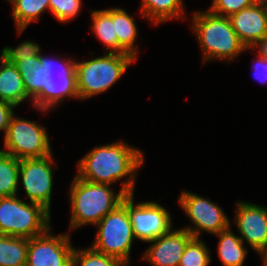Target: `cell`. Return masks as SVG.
<instances>
[{
	"label": "cell",
	"mask_w": 267,
	"mask_h": 266,
	"mask_svg": "<svg viewBox=\"0 0 267 266\" xmlns=\"http://www.w3.org/2000/svg\"><path fill=\"white\" fill-rule=\"evenodd\" d=\"M91 31L105 46L106 53H118V39L114 29V21L111 17V8L90 10Z\"/></svg>",
	"instance_id": "20"
},
{
	"label": "cell",
	"mask_w": 267,
	"mask_h": 266,
	"mask_svg": "<svg viewBox=\"0 0 267 266\" xmlns=\"http://www.w3.org/2000/svg\"><path fill=\"white\" fill-rule=\"evenodd\" d=\"M0 100L13 104L16 108L24 101L32 100L27 96L24 81L14 63L0 56Z\"/></svg>",
	"instance_id": "17"
},
{
	"label": "cell",
	"mask_w": 267,
	"mask_h": 266,
	"mask_svg": "<svg viewBox=\"0 0 267 266\" xmlns=\"http://www.w3.org/2000/svg\"><path fill=\"white\" fill-rule=\"evenodd\" d=\"M253 59H255V62L252 64L253 76L262 84H267V60L258 54Z\"/></svg>",
	"instance_id": "30"
},
{
	"label": "cell",
	"mask_w": 267,
	"mask_h": 266,
	"mask_svg": "<svg viewBox=\"0 0 267 266\" xmlns=\"http://www.w3.org/2000/svg\"><path fill=\"white\" fill-rule=\"evenodd\" d=\"M55 169L57 165L53 154L42 158L20 159L19 183H22L26 197L29 202L42 205L50 213Z\"/></svg>",
	"instance_id": "10"
},
{
	"label": "cell",
	"mask_w": 267,
	"mask_h": 266,
	"mask_svg": "<svg viewBox=\"0 0 267 266\" xmlns=\"http://www.w3.org/2000/svg\"><path fill=\"white\" fill-rule=\"evenodd\" d=\"M140 148L117 140L91 149L77 162V177L92 183L113 186L124 179L121 184L125 195L134 193L137 175L145 161ZM126 178V179H125Z\"/></svg>",
	"instance_id": "2"
},
{
	"label": "cell",
	"mask_w": 267,
	"mask_h": 266,
	"mask_svg": "<svg viewBox=\"0 0 267 266\" xmlns=\"http://www.w3.org/2000/svg\"><path fill=\"white\" fill-rule=\"evenodd\" d=\"M262 1L265 5H267V0H260Z\"/></svg>",
	"instance_id": "34"
},
{
	"label": "cell",
	"mask_w": 267,
	"mask_h": 266,
	"mask_svg": "<svg viewBox=\"0 0 267 266\" xmlns=\"http://www.w3.org/2000/svg\"><path fill=\"white\" fill-rule=\"evenodd\" d=\"M50 0H17L12 5V18L18 35L32 23L39 22L41 14L45 11L50 12Z\"/></svg>",
	"instance_id": "21"
},
{
	"label": "cell",
	"mask_w": 267,
	"mask_h": 266,
	"mask_svg": "<svg viewBox=\"0 0 267 266\" xmlns=\"http://www.w3.org/2000/svg\"><path fill=\"white\" fill-rule=\"evenodd\" d=\"M72 266H126L120 260L88 248L77 249L74 247Z\"/></svg>",
	"instance_id": "24"
},
{
	"label": "cell",
	"mask_w": 267,
	"mask_h": 266,
	"mask_svg": "<svg viewBox=\"0 0 267 266\" xmlns=\"http://www.w3.org/2000/svg\"><path fill=\"white\" fill-rule=\"evenodd\" d=\"M229 19L246 48H252L267 34V5L260 0L232 14Z\"/></svg>",
	"instance_id": "15"
},
{
	"label": "cell",
	"mask_w": 267,
	"mask_h": 266,
	"mask_svg": "<svg viewBox=\"0 0 267 266\" xmlns=\"http://www.w3.org/2000/svg\"><path fill=\"white\" fill-rule=\"evenodd\" d=\"M28 239L0 235V266H26Z\"/></svg>",
	"instance_id": "22"
},
{
	"label": "cell",
	"mask_w": 267,
	"mask_h": 266,
	"mask_svg": "<svg viewBox=\"0 0 267 266\" xmlns=\"http://www.w3.org/2000/svg\"><path fill=\"white\" fill-rule=\"evenodd\" d=\"M111 17L114 21V29L118 39V53L129 54L137 60L139 57V48L136 44L138 27L133 16L123 8L112 7Z\"/></svg>",
	"instance_id": "16"
},
{
	"label": "cell",
	"mask_w": 267,
	"mask_h": 266,
	"mask_svg": "<svg viewBox=\"0 0 267 266\" xmlns=\"http://www.w3.org/2000/svg\"><path fill=\"white\" fill-rule=\"evenodd\" d=\"M1 151L17 159L42 158L53 154L48 130L38 122L11 116Z\"/></svg>",
	"instance_id": "8"
},
{
	"label": "cell",
	"mask_w": 267,
	"mask_h": 266,
	"mask_svg": "<svg viewBox=\"0 0 267 266\" xmlns=\"http://www.w3.org/2000/svg\"><path fill=\"white\" fill-rule=\"evenodd\" d=\"M42 48L33 40H25L16 47L5 46L0 52V56L9 63H15L26 58L38 56Z\"/></svg>",
	"instance_id": "27"
},
{
	"label": "cell",
	"mask_w": 267,
	"mask_h": 266,
	"mask_svg": "<svg viewBox=\"0 0 267 266\" xmlns=\"http://www.w3.org/2000/svg\"><path fill=\"white\" fill-rule=\"evenodd\" d=\"M260 257L262 258V266H267V251L260 254Z\"/></svg>",
	"instance_id": "32"
},
{
	"label": "cell",
	"mask_w": 267,
	"mask_h": 266,
	"mask_svg": "<svg viewBox=\"0 0 267 266\" xmlns=\"http://www.w3.org/2000/svg\"><path fill=\"white\" fill-rule=\"evenodd\" d=\"M69 189V233L87 225H96L107 213L122 203L126 196L113 186L92 183L74 176Z\"/></svg>",
	"instance_id": "4"
},
{
	"label": "cell",
	"mask_w": 267,
	"mask_h": 266,
	"mask_svg": "<svg viewBox=\"0 0 267 266\" xmlns=\"http://www.w3.org/2000/svg\"><path fill=\"white\" fill-rule=\"evenodd\" d=\"M258 0H212L208 10L214 14L230 17L241 9L253 5Z\"/></svg>",
	"instance_id": "28"
},
{
	"label": "cell",
	"mask_w": 267,
	"mask_h": 266,
	"mask_svg": "<svg viewBox=\"0 0 267 266\" xmlns=\"http://www.w3.org/2000/svg\"><path fill=\"white\" fill-rule=\"evenodd\" d=\"M20 159L0 150V197L18 195Z\"/></svg>",
	"instance_id": "23"
},
{
	"label": "cell",
	"mask_w": 267,
	"mask_h": 266,
	"mask_svg": "<svg viewBox=\"0 0 267 266\" xmlns=\"http://www.w3.org/2000/svg\"><path fill=\"white\" fill-rule=\"evenodd\" d=\"M191 30L197 37L203 64L209 61L233 62L242 53L248 51L234 31L229 17H223L205 11L196 10L191 18Z\"/></svg>",
	"instance_id": "3"
},
{
	"label": "cell",
	"mask_w": 267,
	"mask_h": 266,
	"mask_svg": "<svg viewBox=\"0 0 267 266\" xmlns=\"http://www.w3.org/2000/svg\"><path fill=\"white\" fill-rule=\"evenodd\" d=\"M51 219V213L38 203L19 195L0 197V235L30 239L52 227Z\"/></svg>",
	"instance_id": "6"
},
{
	"label": "cell",
	"mask_w": 267,
	"mask_h": 266,
	"mask_svg": "<svg viewBox=\"0 0 267 266\" xmlns=\"http://www.w3.org/2000/svg\"><path fill=\"white\" fill-rule=\"evenodd\" d=\"M178 203L190 222L194 224L193 227L191 224L181 228L187 230L195 238H201L203 232L215 235L232 225L222 207L208 197L182 190Z\"/></svg>",
	"instance_id": "9"
},
{
	"label": "cell",
	"mask_w": 267,
	"mask_h": 266,
	"mask_svg": "<svg viewBox=\"0 0 267 266\" xmlns=\"http://www.w3.org/2000/svg\"><path fill=\"white\" fill-rule=\"evenodd\" d=\"M258 50L257 54L261 57H264L267 60V34L258 41L252 48H250L251 52L253 50Z\"/></svg>",
	"instance_id": "31"
},
{
	"label": "cell",
	"mask_w": 267,
	"mask_h": 266,
	"mask_svg": "<svg viewBox=\"0 0 267 266\" xmlns=\"http://www.w3.org/2000/svg\"><path fill=\"white\" fill-rule=\"evenodd\" d=\"M134 194L127 195V211L135 238L148 243L166 235L174 226L171 213L155 201L135 204Z\"/></svg>",
	"instance_id": "11"
},
{
	"label": "cell",
	"mask_w": 267,
	"mask_h": 266,
	"mask_svg": "<svg viewBox=\"0 0 267 266\" xmlns=\"http://www.w3.org/2000/svg\"><path fill=\"white\" fill-rule=\"evenodd\" d=\"M42 54L15 62L32 106L41 113L60 106L66 98L79 100L76 60Z\"/></svg>",
	"instance_id": "1"
},
{
	"label": "cell",
	"mask_w": 267,
	"mask_h": 266,
	"mask_svg": "<svg viewBox=\"0 0 267 266\" xmlns=\"http://www.w3.org/2000/svg\"><path fill=\"white\" fill-rule=\"evenodd\" d=\"M82 2V0H50V13L57 21L66 24L80 14Z\"/></svg>",
	"instance_id": "26"
},
{
	"label": "cell",
	"mask_w": 267,
	"mask_h": 266,
	"mask_svg": "<svg viewBox=\"0 0 267 266\" xmlns=\"http://www.w3.org/2000/svg\"><path fill=\"white\" fill-rule=\"evenodd\" d=\"M218 237L217 254L223 266H243L248 247L241 238L233 233L231 225L215 234Z\"/></svg>",
	"instance_id": "19"
},
{
	"label": "cell",
	"mask_w": 267,
	"mask_h": 266,
	"mask_svg": "<svg viewBox=\"0 0 267 266\" xmlns=\"http://www.w3.org/2000/svg\"><path fill=\"white\" fill-rule=\"evenodd\" d=\"M136 60L129 54L106 53L89 60L76 59L79 100H87L111 89Z\"/></svg>",
	"instance_id": "5"
},
{
	"label": "cell",
	"mask_w": 267,
	"mask_h": 266,
	"mask_svg": "<svg viewBox=\"0 0 267 266\" xmlns=\"http://www.w3.org/2000/svg\"><path fill=\"white\" fill-rule=\"evenodd\" d=\"M193 236L184 228L171 229L166 235L150 241L142 259L152 266H178L187 243Z\"/></svg>",
	"instance_id": "14"
},
{
	"label": "cell",
	"mask_w": 267,
	"mask_h": 266,
	"mask_svg": "<svg viewBox=\"0 0 267 266\" xmlns=\"http://www.w3.org/2000/svg\"><path fill=\"white\" fill-rule=\"evenodd\" d=\"M15 108L13 104L0 100V131H4V136L7 132L11 116L15 112Z\"/></svg>",
	"instance_id": "29"
},
{
	"label": "cell",
	"mask_w": 267,
	"mask_h": 266,
	"mask_svg": "<svg viewBox=\"0 0 267 266\" xmlns=\"http://www.w3.org/2000/svg\"><path fill=\"white\" fill-rule=\"evenodd\" d=\"M202 238L193 237L186 245L178 266H209L211 253Z\"/></svg>",
	"instance_id": "25"
},
{
	"label": "cell",
	"mask_w": 267,
	"mask_h": 266,
	"mask_svg": "<svg viewBox=\"0 0 267 266\" xmlns=\"http://www.w3.org/2000/svg\"><path fill=\"white\" fill-rule=\"evenodd\" d=\"M234 223L239 237L257 254L267 251V207L236 201Z\"/></svg>",
	"instance_id": "13"
},
{
	"label": "cell",
	"mask_w": 267,
	"mask_h": 266,
	"mask_svg": "<svg viewBox=\"0 0 267 266\" xmlns=\"http://www.w3.org/2000/svg\"><path fill=\"white\" fill-rule=\"evenodd\" d=\"M51 229L28 239L26 266H72L71 233L54 235Z\"/></svg>",
	"instance_id": "12"
},
{
	"label": "cell",
	"mask_w": 267,
	"mask_h": 266,
	"mask_svg": "<svg viewBox=\"0 0 267 266\" xmlns=\"http://www.w3.org/2000/svg\"><path fill=\"white\" fill-rule=\"evenodd\" d=\"M139 13L157 26L166 21L186 18L184 0H141Z\"/></svg>",
	"instance_id": "18"
},
{
	"label": "cell",
	"mask_w": 267,
	"mask_h": 266,
	"mask_svg": "<svg viewBox=\"0 0 267 266\" xmlns=\"http://www.w3.org/2000/svg\"><path fill=\"white\" fill-rule=\"evenodd\" d=\"M95 226L97 232L91 247L131 266V248L136 238L127 211V195L120 205L107 213Z\"/></svg>",
	"instance_id": "7"
},
{
	"label": "cell",
	"mask_w": 267,
	"mask_h": 266,
	"mask_svg": "<svg viewBox=\"0 0 267 266\" xmlns=\"http://www.w3.org/2000/svg\"><path fill=\"white\" fill-rule=\"evenodd\" d=\"M7 2H9L11 5H13L17 0H6Z\"/></svg>",
	"instance_id": "33"
}]
</instances>
